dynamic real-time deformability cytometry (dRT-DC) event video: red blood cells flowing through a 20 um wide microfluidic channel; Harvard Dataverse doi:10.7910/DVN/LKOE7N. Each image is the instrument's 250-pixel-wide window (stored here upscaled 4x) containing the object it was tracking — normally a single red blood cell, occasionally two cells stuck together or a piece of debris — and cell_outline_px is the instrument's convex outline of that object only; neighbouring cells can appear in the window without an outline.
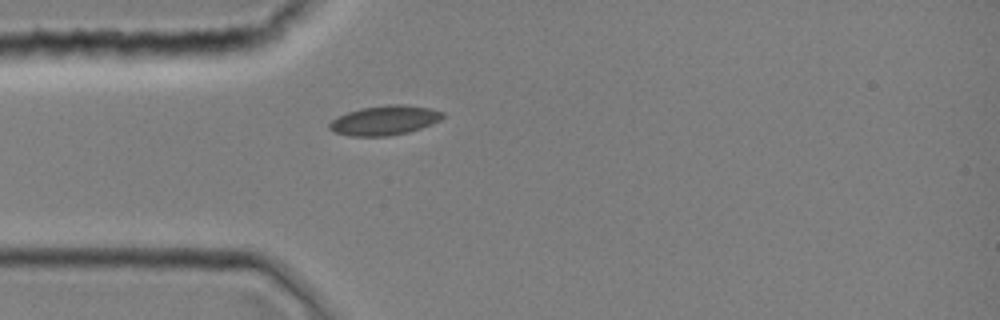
{"species": "common noctule bat (a hibernating species)", "species_latin": "Nyctalus noctula", "temperature_condition": "room temperature", "stored_images_in_passage": 1, "camera_frame_rate_fps": 3000, "um_per_image_px": 0.085, "animal": {"sex": "female", "body_mass_g": 19.0, "forearm_length_mm": 51.5}, "frame": {"image": 1, "passage_image": 1, "time_ms": 0.0, "image_size_px": [1000, 320], "cell_outline_px": [[444, 116], [440, 120], [432, 124], [408, 132], [388, 136], [352, 136], [336, 132], [328, 128], [328, 124], [332, 120], [348, 112], [360, 108], [388, 104], [404, 104], [428, 108], [444, 112]], "centroid_in_image_um": [32.7, 10.22], "position_along_channel_um": 52.3, "area_um2": 19.36}}